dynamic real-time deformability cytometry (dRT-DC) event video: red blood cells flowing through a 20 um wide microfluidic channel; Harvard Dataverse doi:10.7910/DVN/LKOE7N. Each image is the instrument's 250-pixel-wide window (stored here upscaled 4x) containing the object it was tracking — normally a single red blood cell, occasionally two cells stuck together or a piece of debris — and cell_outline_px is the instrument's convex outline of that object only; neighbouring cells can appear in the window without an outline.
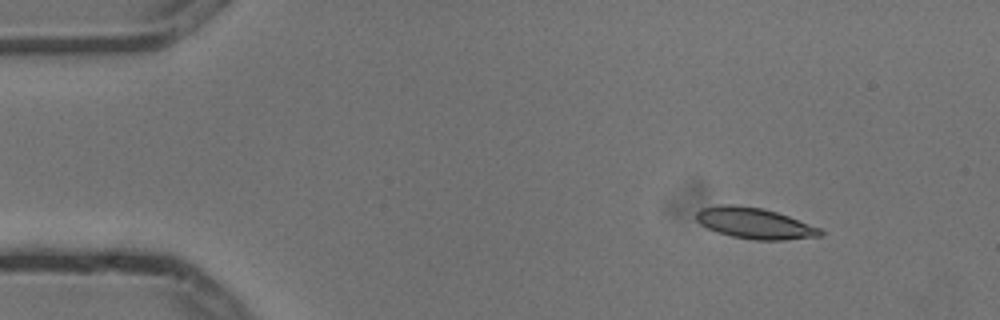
{"species": "common noctule bat (a hibernating species)", "species_latin": "Nyctalus noctula", "temperature_condition": "cold", "stored_images_in_passage": 8, "camera_frame_rate_fps": 3000, "um_per_image_px": 0.085, "animal": {"sex": "male", "body_mass_g": 13.3}, "frame": {"image": 1, "passage_image": 2, "time_ms": 0.333, "image_size_px": [1000, 320], "cell_outline_px": [[824, 236], [784, 240], [752, 240], [732, 236], [716, 232], [700, 224], [696, 220], [696, 212], [700, 208], [720, 204], [732, 204], [760, 208], [776, 212], [788, 216], [820, 228], [824, 232]], "centroid_in_image_um": [64.13, 18.98], "position_along_channel_um": 20.9, "area_um2": 22.48}}
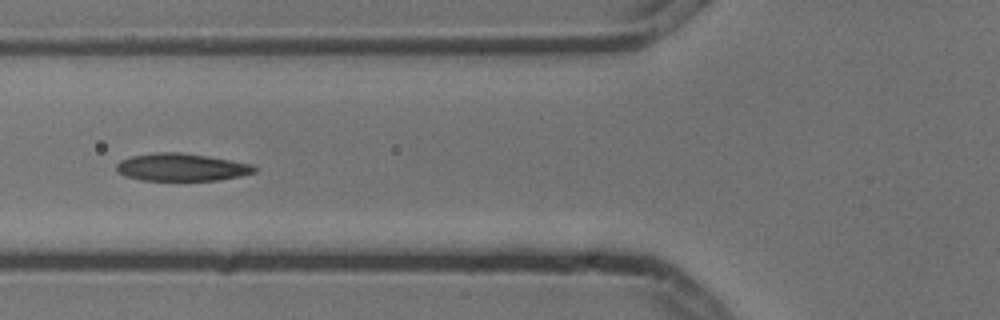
{"frame": {"image": 2, "passage_image": 6, "time_ms": 1.667, "image_size_px": [1000, 320], "cell_outline_px": [[256, 172], [240, 176], [220, 180], [140, 180], [124, 176], [116, 172], [116, 164], [120, 160], [132, 156], [156, 152], [180, 152], [208, 156], [252, 164], [256, 168]], "centroid_in_image_um": [15.4, 14.21], "position_along_channel_um": 110.4, "area_um2": 22.25}}
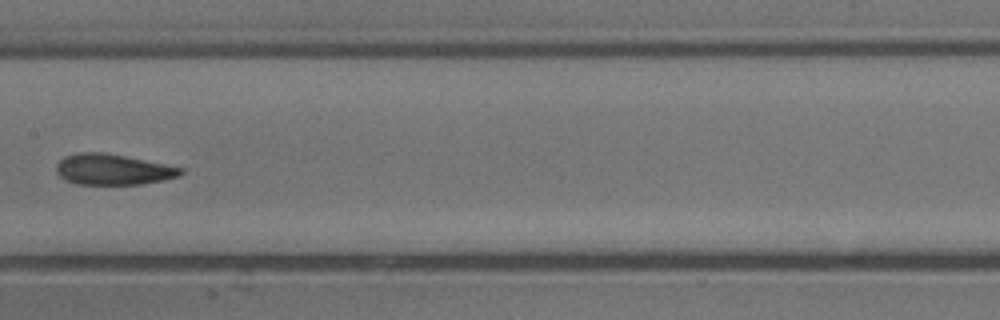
{"frame": {"image": 3, "passage_image": 8, "time_ms": 2.333, "image_size_px": [1000, 320], "cell_outline_px": [[184, 172], [180, 176], [140, 184], [76, 184], [64, 180], [56, 172], [56, 164], [64, 156], [80, 152], [104, 152], [184, 168]], "centroid_in_image_um": [9.56, 14.4], "position_along_channel_um": 197.8, "area_um2": 22.2}}